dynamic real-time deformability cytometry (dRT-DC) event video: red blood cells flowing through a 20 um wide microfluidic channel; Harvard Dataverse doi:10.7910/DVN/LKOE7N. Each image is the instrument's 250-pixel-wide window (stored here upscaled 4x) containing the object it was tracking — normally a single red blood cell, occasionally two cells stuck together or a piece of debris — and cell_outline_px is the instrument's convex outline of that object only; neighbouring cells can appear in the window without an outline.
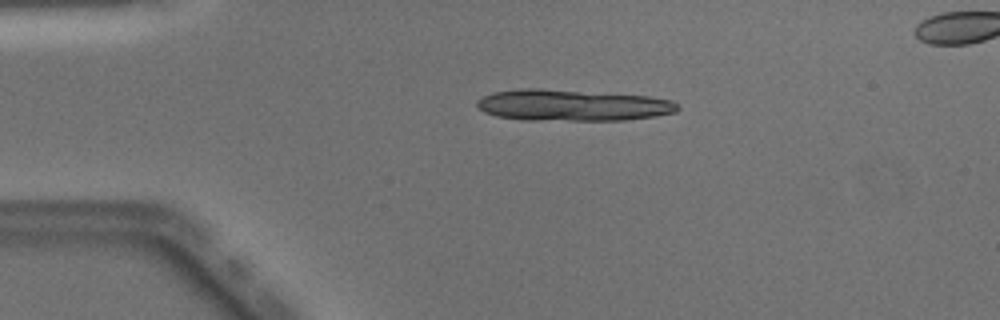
{"species": "Egyptian fruit bat (a non-hibernating species)", "species_latin": "Rousettus aegyptiacus", "temperature_condition": "warm", "stored_images_in_passage": 48, "camera_frame_rate_fps": 3000, "um_per_image_px": 0.085, "animal": {"sex": "male"}, "frame": {"image": 1, "passage_image": 8, "time_ms": 2.333, "image_size_px": [1000, 320], "cell_outline_px": [[680, 108], [676, 112], [656, 116], [624, 120], [524, 120], [496, 116], [484, 112], [476, 104], [476, 100], [492, 92], [520, 88], [540, 88], [648, 96], [672, 100], [680, 104]], "centroid_in_image_um": [48.66, 8.94], "position_along_channel_um": 36.3, "area_um2": 36.93}, "authors_computed_cell_mechanics": {"area_um2": 20.7502, "velocity_mm_per_s": 4.0529, "shape_relaxation_time_tau1_ms": 10.5128, "shape_relaxation_time_tau2_ms": 3.3395, "deformation_change_tau1": 0.2924, "deformation_change_tau2": 0.1305}}